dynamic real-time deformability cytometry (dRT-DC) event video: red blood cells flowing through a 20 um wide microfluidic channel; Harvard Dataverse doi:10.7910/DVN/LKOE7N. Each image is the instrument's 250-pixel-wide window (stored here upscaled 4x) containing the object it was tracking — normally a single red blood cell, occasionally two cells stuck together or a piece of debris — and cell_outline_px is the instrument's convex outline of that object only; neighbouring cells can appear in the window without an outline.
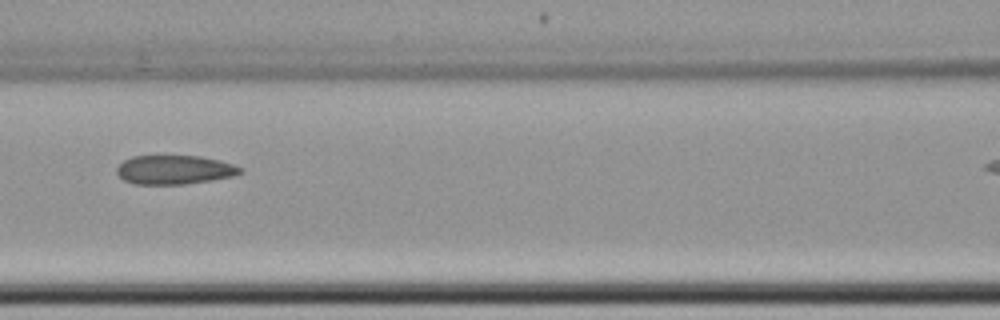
{"species": "common noctule bat (a hibernating species)", "species_latin": "Nyctalus noctula", "temperature_condition": "cold", "stored_images_in_passage": 8, "camera_frame_rate_fps": 3000, "um_per_image_px": 0.085, "animal": {"sex": "female", "body_mass_g": 22.7, "forearm_length_mm": 54.2}, "frame": {"image": 1, "passage_image": 6, "time_ms": 6.0, "image_size_px": [1000, 320], "cell_outline_px": [[244, 172], [232, 176], [212, 180], [184, 184], [136, 184], [124, 180], [116, 172], [116, 168], [124, 160], [132, 156], [200, 156], [220, 160], [244, 168]], "centroid_in_image_um": [14.85, 14.43], "position_along_channel_um": 151.7, "area_um2": 20.87}}
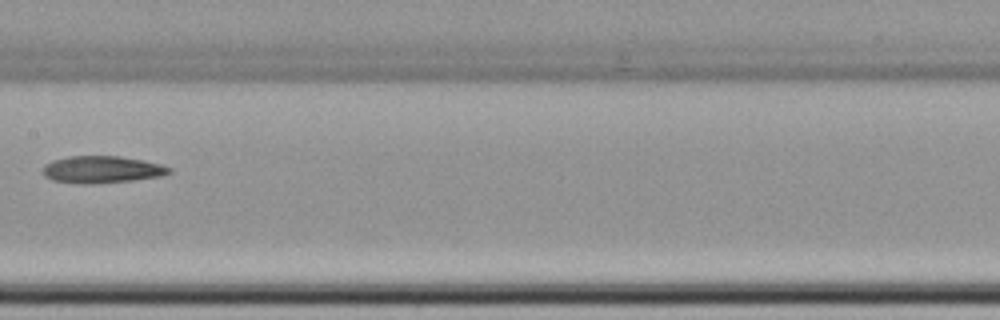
{"frame": {"image": 2, "passage_image": 8, "time_ms": 9.333, "image_size_px": [1000, 320], "cell_outline_px": [[172, 172], [160, 176], [132, 180], [92, 184], [76, 184], [52, 180], [44, 176], [44, 164], [52, 160], [68, 156], [120, 156], [144, 160], [160, 164], [172, 168]], "centroid_in_image_um": [8.65, 14.41], "position_along_channel_um": 198.8, "area_um2": 20.06}}